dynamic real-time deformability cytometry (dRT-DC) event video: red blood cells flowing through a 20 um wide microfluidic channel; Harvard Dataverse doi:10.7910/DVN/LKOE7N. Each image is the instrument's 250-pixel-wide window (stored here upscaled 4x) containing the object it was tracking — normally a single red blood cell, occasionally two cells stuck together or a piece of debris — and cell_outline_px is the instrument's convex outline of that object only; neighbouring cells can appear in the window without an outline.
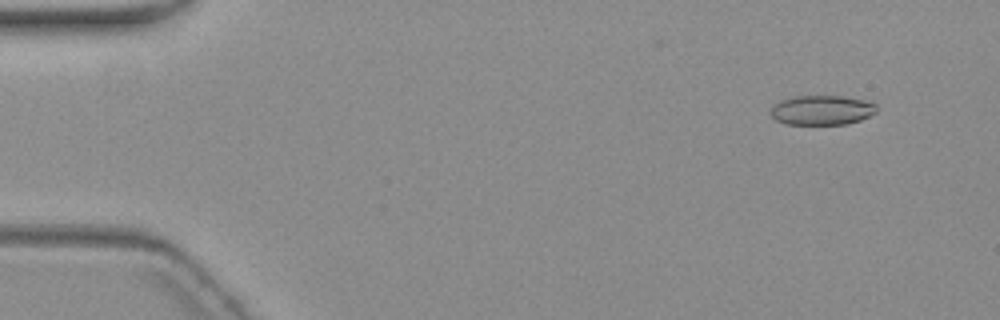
{"species": "common noctule bat (a hibernating species)", "species_latin": "Nyctalus noctula", "temperature_condition": "warm", "stored_images_in_passage": 4, "camera_frame_rate_fps": 3000, "um_per_image_px": 0.085, "animal": {"sex": "female", "body_mass_g": 19.3, "forearm_length_mm": 54.1}, "frame": {"image": 1, "passage_image": 1, "time_ms": 0.0, "image_size_px": [1000, 320], "cell_outline_px": [[876, 112], [860, 120], [844, 124], [784, 124], [776, 120], [768, 112], [772, 104], [780, 100], [792, 96], [844, 96], [864, 100], [876, 104]], "centroid_in_image_um": [69.79, 9.35], "position_along_channel_um": 15.2, "area_um2": 18.44}}
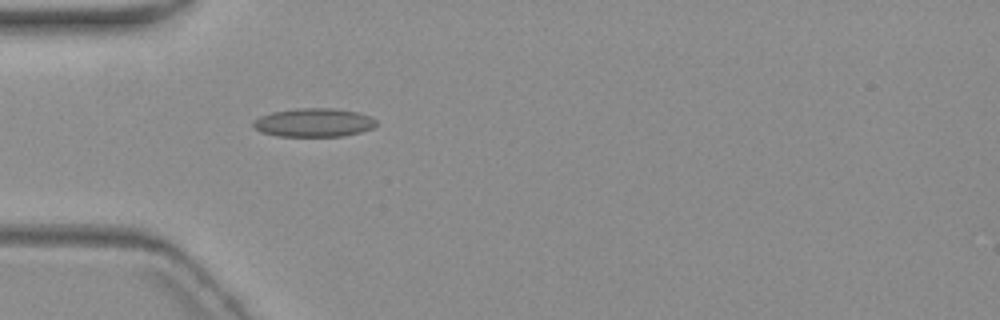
{"frame": {"image": 2, "passage_image": 4, "time_ms": 4.333, "image_size_px": [1000, 320], "cell_outline_px": [[376, 124], [372, 128], [360, 132], [344, 136], [276, 136], [260, 132], [252, 124], [252, 120], [260, 116], [272, 112], [296, 108], [332, 108], [356, 112], [372, 116], [376, 120]], "centroid_in_image_um": [26.65, 10.42], "position_along_channel_um": 58.3, "area_um2": 20.58}}